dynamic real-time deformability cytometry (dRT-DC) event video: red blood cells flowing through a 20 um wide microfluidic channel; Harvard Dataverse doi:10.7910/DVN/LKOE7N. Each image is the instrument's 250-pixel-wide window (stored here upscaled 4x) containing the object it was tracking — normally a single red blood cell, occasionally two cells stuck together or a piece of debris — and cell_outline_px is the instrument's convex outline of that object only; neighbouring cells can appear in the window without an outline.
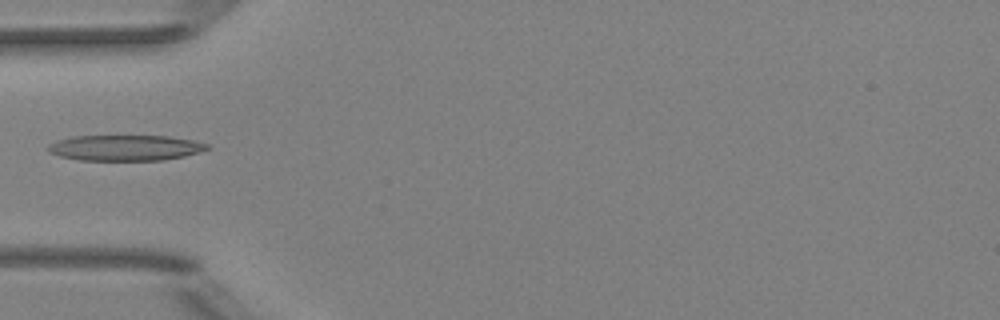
{"species": "Egyptian fruit bat (a non-hibernating species)", "species_latin": "Rousettus aegyptiacus", "temperature_condition": "room temperature", "stored_images_in_passage": 5, "camera_frame_rate_fps": 3000, "um_per_image_px": 0.085, "animal": {"sex": "female"}, "frame": {"image": 1, "passage_image": 5, "time_ms": 4.333, "image_size_px": [1000, 320], "cell_outline_px": [[212, 148], [200, 152], [184, 156], [164, 160], [80, 160], [60, 156], [48, 152], [48, 144], [56, 140], [72, 136], [168, 136], [192, 140], [208, 144]], "centroid_in_image_um": [10.65, 12.56], "position_along_channel_um": 74.4, "area_um2": 23.87}}